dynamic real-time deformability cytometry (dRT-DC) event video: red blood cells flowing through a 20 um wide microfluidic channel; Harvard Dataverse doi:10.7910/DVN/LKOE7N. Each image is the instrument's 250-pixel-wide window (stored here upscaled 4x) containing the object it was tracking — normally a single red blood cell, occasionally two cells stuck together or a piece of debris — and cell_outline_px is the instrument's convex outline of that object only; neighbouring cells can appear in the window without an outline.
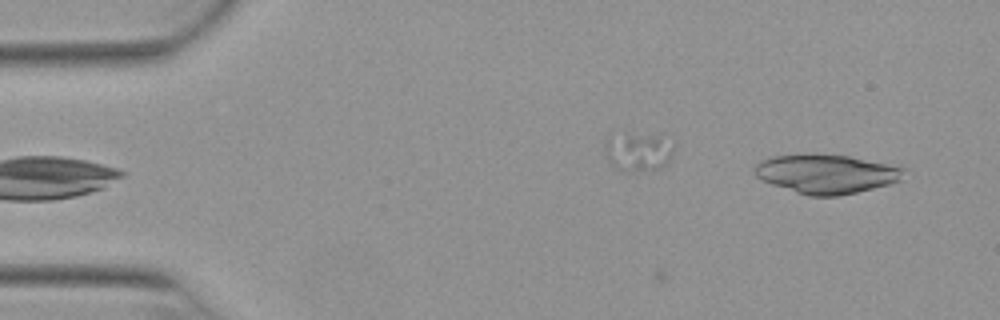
{"species": "Egyptian fruit bat (a non-hibernating species)", "species_latin": "Rousettus aegyptiacus", "temperature_condition": "warm", "stored_images_in_passage": 4, "camera_frame_rate_fps": 3000, "um_per_image_px": 0.085, "animal": {"sex": "female"}, "frame": {"image": 1, "passage_image": 4, "time_ms": 1.0, "image_size_px": [1000, 320], "cell_outline_px": [[908, 168], [900, 180], [888, 184], [840, 196], [808, 196], [772, 184], [756, 176], [756, 164], [760, 160], [772, 156], [848, 156], [900, 164]], "centroid_in_image_um": [70.36, 14.79], "position_along_channel_um": 14.6, "area_um2": 33.52}}